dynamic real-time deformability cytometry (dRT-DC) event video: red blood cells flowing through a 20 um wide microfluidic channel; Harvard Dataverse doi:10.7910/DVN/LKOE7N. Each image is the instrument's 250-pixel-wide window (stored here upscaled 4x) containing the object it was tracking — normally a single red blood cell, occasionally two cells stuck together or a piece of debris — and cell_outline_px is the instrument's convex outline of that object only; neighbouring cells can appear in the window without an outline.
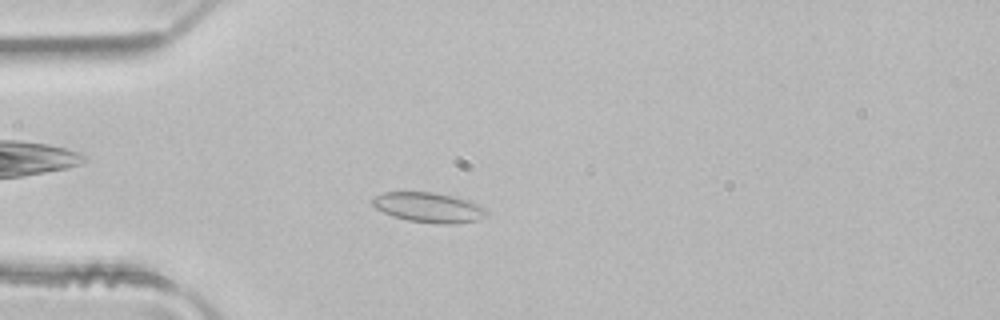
{"species": "common noctule bat (a hibernating species)", "species_latin": "Nyctalus noctula", "temperature_condition": "room temperature", "stored_images_in_passage": 3, "camera_frame_rate_fps": 3000, "um_per_image_px": 0.085, "animal": {"sex": "male", "body_mass_g": 21.5, "forearm_length_mm": 52.0}, "frame": {"image": 1, "passage_image": 3, "time_ms": 0.667, "image_size_px": [1000, 320], "cell_outline_px": [[488, 212], [484, 216], [476, 220], [452, 224], [436, 224], [408, 220], [392, 216], [376, 208], [372, 204], [372, 196], [384, 192], [436, 192], [468, 200], [480, 204], [488, 208]], "centroid_in_image_um": [36.45, 17.62], "position_along_channel_um": 48.6, "area_um2": 20.06}}